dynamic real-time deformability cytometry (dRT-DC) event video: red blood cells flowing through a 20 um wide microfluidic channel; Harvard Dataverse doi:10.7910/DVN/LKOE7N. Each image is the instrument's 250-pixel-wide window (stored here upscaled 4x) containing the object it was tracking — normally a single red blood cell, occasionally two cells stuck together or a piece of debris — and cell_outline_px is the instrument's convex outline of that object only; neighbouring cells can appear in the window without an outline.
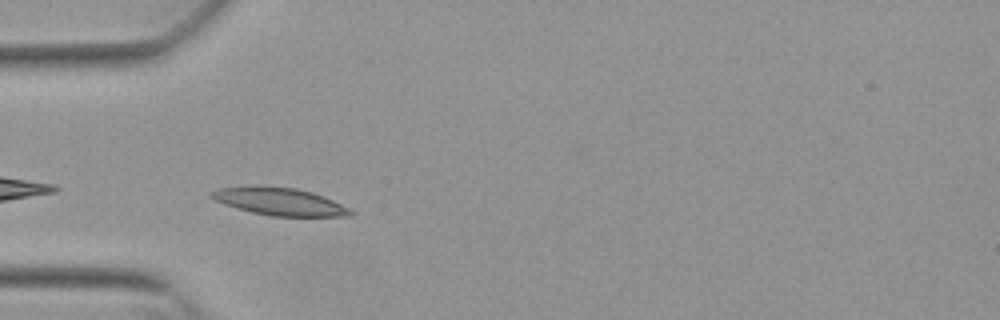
{"species": "Egyptian fruit bat (a non-hibernating species)", "species_latin": "Rousettus aegyptiacus", "temperature_condition": "warm", "stored_images_in_passage": 10, "camera_frame_rate_fps": 3000, "um_per_image_px": 0.085, "animal": {"sex": "female"}, "frame": {"image": 1, "passage_image": 2, "time_ms": 0.333, "image_size_px": [1000, 320], "cell_outline_px": [[356, 212], [352, 216], [272, 216], [252, 212], [236, 208], [224, 204], [208, 196], [208, 192], [216, 188], [252, 184], [264, 184], [296, 188], [312, 192], [324, 196]], "centroid_in_image_um": [23.69, 17.09], "position_along_channel_um": 61.3, "area_um2": 22.95}}
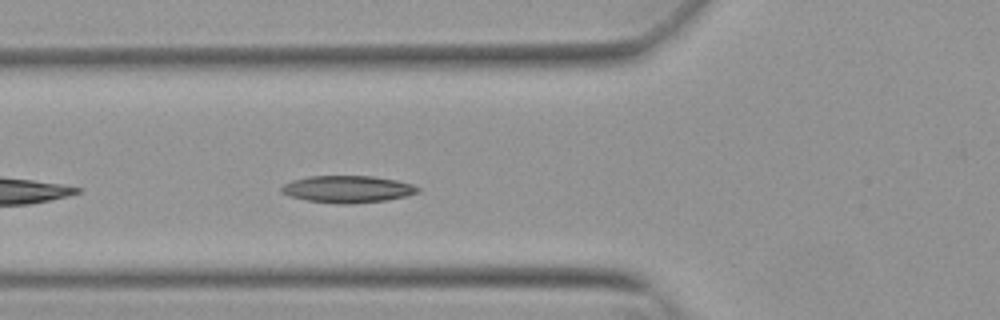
{"frame": {"image": 2, "passage_image": 5, "time_ms": 1.333, "image_size_px": [1000, 320], "cell_outline_px": [[420, 192], [408, 196], [388, 200], [352, 204], [336, 204], [304, 200], [288, 196], [280, 192], [280, 188], [284, 184], [292, 180], [308, 176], [372, 176], [396, 180], [412, 184], [420, 188]], "centroid_in_image_um": [29.54, 16.09], "position_along_channel_um": 96.3, "area_um2": 21.85}}